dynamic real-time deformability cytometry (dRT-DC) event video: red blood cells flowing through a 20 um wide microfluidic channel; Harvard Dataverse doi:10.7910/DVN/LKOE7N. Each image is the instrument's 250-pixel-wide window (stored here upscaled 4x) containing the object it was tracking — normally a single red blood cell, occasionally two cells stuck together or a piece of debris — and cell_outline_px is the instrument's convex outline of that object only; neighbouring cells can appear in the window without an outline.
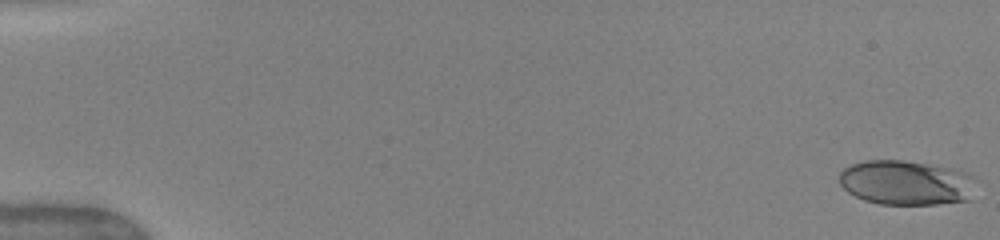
{"species": "human", "species_latin": "Homo sapiens", "temperature_condition": "warm", "stored_images_in_passage": 51, "camera_frame_rate_fps": 3000, "um_per_image_px": 0.085, "donor": {"sex": "female"}, "frame": {"image": 1, "passage_image": 1, "time_ms": 0.0, "image_size_px": [1000, 240], "cell_outline_px": [[980, 180], [972, 200], [936, 204], [880, 204], [864, 200], [848, 192], [840, 184], [840, 172], [844, 168], [852, 164], [864, 160], [904, 160], [952, 168], [976, 176]], "centroid_in_image_um": [77.13, 15.53], "position_along_channel_um": 7.9, "area_um2": 36.3}}
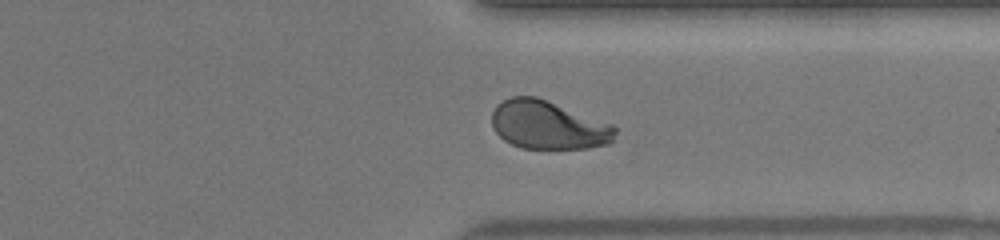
{"frame": {"image": 2, "passage_image": 40, "time_ms": 13.0, "image_size_px": [1000, 240], "cell_outline_px": [[616, 132], [612, 140], [608, 144], [588, 148], [524, 148], [512, 144], [504, 140], [492, 128], [492, 112], [496, 104], [512, 96], [536, 96], [612, 124], [616, 128]], "centroid_in_image_um": [46.57, 10.62], "position_along_channel_um": 364.8, "area_um2": 34.68}}
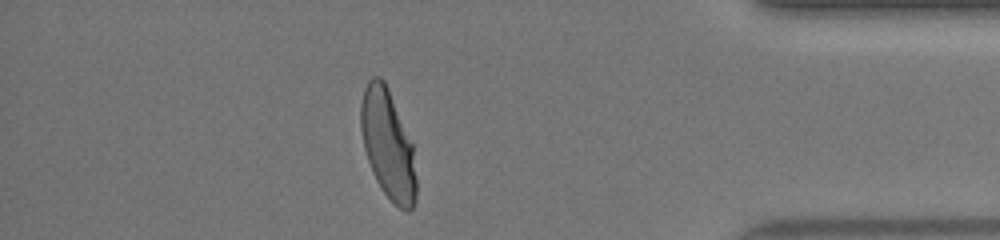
{"frame": {"image": 3, "passage_image": 45, "time_ms": 14.667, "image_size_px": [1000, 240], "cell_outline_px": [[416, 200], [412, 208], [408, 212], [404, 212], [380, 188], [372, 172], [364, 148], [360, 128], [360, 104], [364, 88], [368, 80], [372, 76], [380, 76], [384, 80], [388, 88], [412, 144], [416, 180]], "centroid_in_image_um": [32.95, 12.27], "position_along_channel_um": 402.3, "area_um2": 35.08}, "authors_computed_cell_mechanics": {"area_um2": 35.6626, "velocity_mm_per_s": 4.0315, "shape_relaxation_time_tau1_ms": 4.1065, "shape_relaxation_time_tau2_ms": null, "deformation_change_tau1": 0.2081, "deformation_change_tau2": null}}